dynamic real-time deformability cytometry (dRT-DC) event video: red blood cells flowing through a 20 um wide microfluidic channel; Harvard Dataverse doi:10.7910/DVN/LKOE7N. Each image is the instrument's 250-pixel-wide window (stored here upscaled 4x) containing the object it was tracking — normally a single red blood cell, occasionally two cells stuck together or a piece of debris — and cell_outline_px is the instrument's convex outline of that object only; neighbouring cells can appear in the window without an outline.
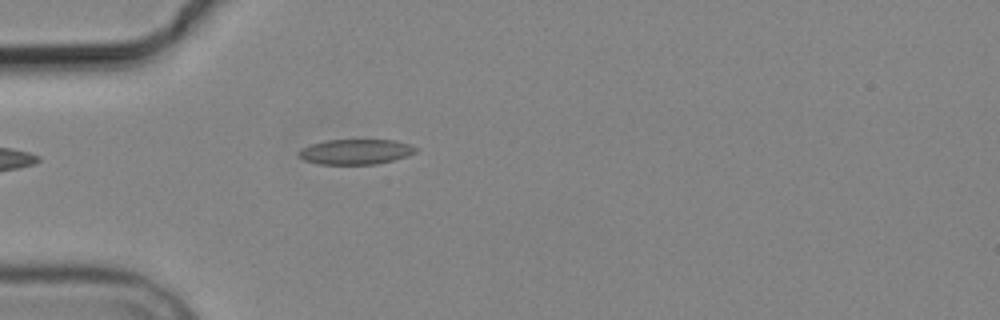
{"species": "common noctule bat (a hibernating species)", "species_latin": "Nyctalus noctula", "temperature_condition": "cold", "stored_images_in_passage": 5, "camera_frame_rate_fps": 3000, "um_per_image_px": 0.085, "animal": {"sex": "male", "body_mass_g": 19.2, "forearm_length_mm": 51.8}, "frame": {"image": 1, "passage_image": 5, "time_ms": 5.333, "image_size_px": [1000, 320], "cell_outline_px": [[420, 148], [416, 152], [408, 156], [376, 164], [320, 164], [304, 160], [296, 156], [296, 152], [300, 148], [308, 144], [324, 140], [396, 140]], "centroid_in_image_um": [30.18, 12.89], "position_along_channel_um": 54.8, "area_um2": 17.46}}